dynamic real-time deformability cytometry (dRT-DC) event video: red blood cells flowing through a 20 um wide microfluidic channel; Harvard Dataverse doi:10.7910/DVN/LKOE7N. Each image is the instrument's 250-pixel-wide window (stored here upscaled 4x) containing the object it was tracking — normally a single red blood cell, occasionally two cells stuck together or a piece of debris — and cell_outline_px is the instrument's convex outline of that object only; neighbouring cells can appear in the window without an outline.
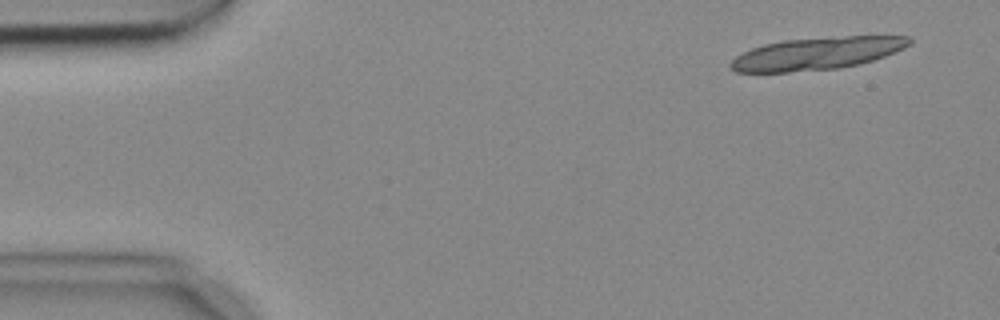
{"species": "common noctule bat (a hibernating species)", "species_latin": "Nyctalus noctula", "temperature_condition": "cold", "stored_images_in_passage": 7, "segment_of_instrument_passage": [1, 2], "camera_frame_rate_fps": 3000, "um_per_image_px": 0.085, "animal": {"sex": "female", "body_mass_g": 18.4}, "frame": {"image": 1, "passage_image": 1, "time_ms": 0.0, "image_size_px": [1000, 320], "cell_outline_px": [[912, 44], [904, 48], [884, 56], [860, 64], [840, 68], [788, 72], [736, 72], [728, 68], [728, 64], [736, 56], [752, 48], [764, 44], [784, 40], [832, 36], [908, 36], [912, 40]], "centroid_in_image_um": [69.42, 4.54], "position_along_channel_um": 15.6, "area_um2": 33.93}}